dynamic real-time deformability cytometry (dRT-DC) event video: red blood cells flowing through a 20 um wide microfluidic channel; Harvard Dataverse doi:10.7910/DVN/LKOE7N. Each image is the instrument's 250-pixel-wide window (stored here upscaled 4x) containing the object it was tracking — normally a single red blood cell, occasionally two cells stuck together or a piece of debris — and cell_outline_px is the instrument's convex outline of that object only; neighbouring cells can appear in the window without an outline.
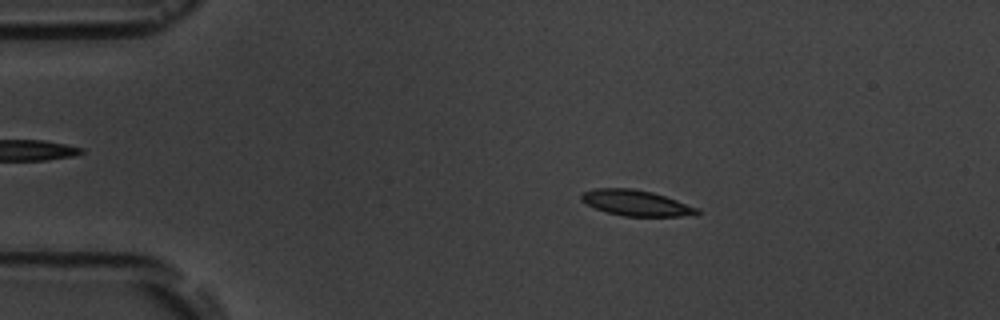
{"species": "common noctule bat (a hibernating species)", "species_latin": "Nyctalus noctula", "temperature_condition": "room temperature", "stored_images_in_passage": 6, "camera_frame_rate_fps": 3000, "um_per_image_px": 0.085, "animal": {"sex": "male", "body_mass_g": 19.5, "forearm_length_mm": 54.6}, "frame": {"image": 1, "passage_image": 3, "time_ms": 2.333, "image_size_px": [1000, 320], "cell_outline_px": [[700, 212], [696, 216], [624, 216], [608, 212], [596, 208], [580, 200], [580, 196], [584, 192], [596, 188], [632, 188], [652, 192], [700, 208]], "centroid_in_image_um": [54.11, 17.25], "position_along_channel_um": 30.9, "area_um2": 17.28}}
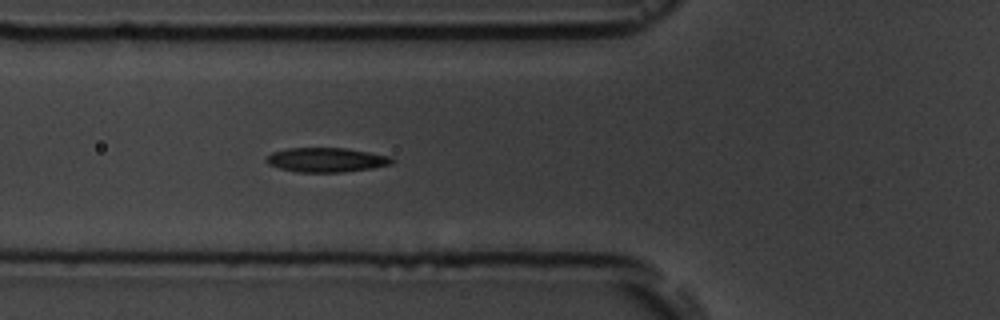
{"frame": {"image": 2, "passage_image": 6, "time_ms": 5.667, "image_size_px": [1000, 320], "cell_outline_px": [[396, 160], [392, 164], [372, 168], [344, 172], [296, 172], [280, 168], [268, 164], [264, 160], [272, 152], [288, 148], [344, 148], [392, 156]], "centroid_in_image_um": [27.76, 13.59], "position_along_channel_um": 98.0, "area_um2": 17.92}}